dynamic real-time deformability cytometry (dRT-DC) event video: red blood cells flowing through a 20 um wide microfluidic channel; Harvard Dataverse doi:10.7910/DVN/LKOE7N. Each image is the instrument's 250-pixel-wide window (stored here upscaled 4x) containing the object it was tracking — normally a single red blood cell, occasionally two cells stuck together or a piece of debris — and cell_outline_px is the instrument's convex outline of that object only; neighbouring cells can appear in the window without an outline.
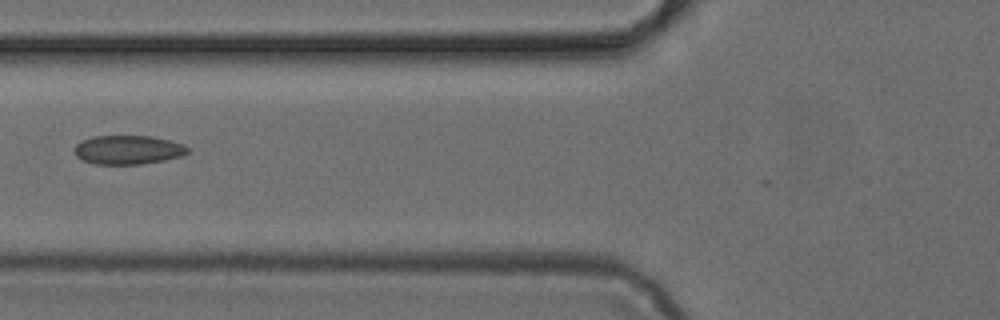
{"species": "common noctule bat (a hibernating species)", "species_latin": "Nyctalus noctula", "temperature_condition": "cold", "stored_images_in_passage": 5, "camera_frame_rate_fps": 3000, "um_per_image_px": 0.085, "animal": {"sex": "female", "body_mass_g": 24.6, "forearm_length_mm": 56.2}, "frame": {"image": 1, "passage_image": 5, "time_ms": 1.333, "image_size_px": [1000, 320], "cell_outline_px": [[188, 152], [184, 156], [164, 160], [140, 164], [92, 164], [80, 160], [76, 156], [76, 144], [80, 140], [92, 136], [152, 136], [168, 140], [180, 144], [188, 148]], "centroid_in_image_um": [10.84, 12.74], "position_along_channel_um": 115.0, "area_um2": 19.13}}